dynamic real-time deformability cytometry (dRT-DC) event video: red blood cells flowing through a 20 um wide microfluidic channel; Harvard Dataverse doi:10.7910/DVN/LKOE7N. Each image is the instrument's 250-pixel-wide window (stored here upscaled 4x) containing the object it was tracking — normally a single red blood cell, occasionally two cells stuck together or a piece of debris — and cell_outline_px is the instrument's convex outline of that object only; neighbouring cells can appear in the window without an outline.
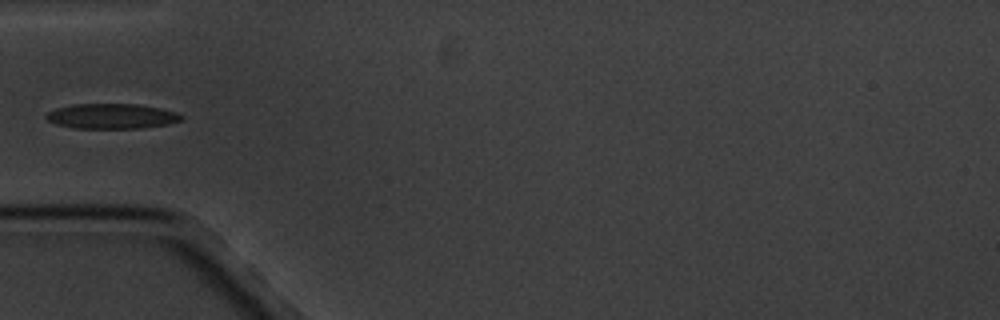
{"species": "common noctule bat (a hibernating species)", "species_latin": "Nyctalus noctula", "temperature_condition": "cold", "stored_images_in_passage": 5, "camera_frame_rate_fps": 3000, "um_per_image_px": 0.085, "animal": {"sex": "male", "body_mass_g": 20.1, "forearm_length_mm": 53.5}, "frame": {"image": 1, "passage_image": 1, "time_ms": 0.0, "image_size_px": [1000, 320], "cell_outline_px": [[184, 116], [180, 120], [168, 124], [140, 128], [72, 128], [56, 124], [48, 120], [44, 116], [48, 112], [56, 108], [72, 104], [136, 104], [160, 108], [176, 112]], "centroid_in_image_um": [9.47, 9.87], "position_along_channel_um": 75.5, "area_um2": 19.71}}
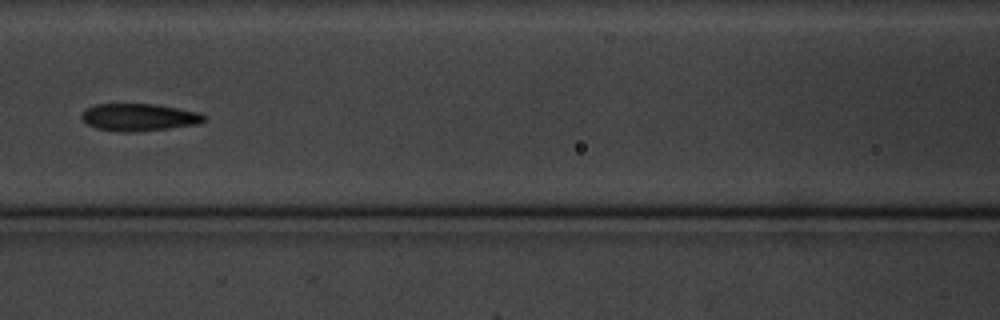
{"frame": {"image": 2, "passage_image": 3, "time_ms": 2.333, "image_size_px": [1000, 320], "cell_outline_px": [[208, 116], [200, 124], [136, 132], [120, 132], [96, 128], [88, 124], [80, 116], [80, 112], [84, 108], [96, 104], [152, 104], [200, 112]], "centroid_in_image_um": [11.8, 9.97], "position_along_channel_um": 154.8, "area_um2": 19.65}}
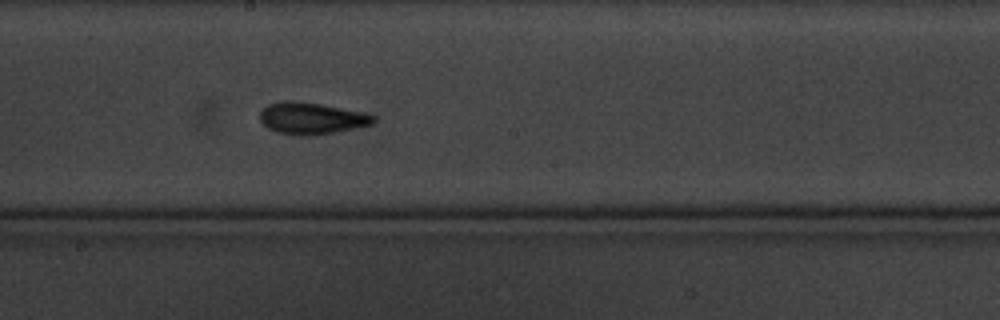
{"frame": {"image": 3, "passage_image": 5, "time_ms": 4.333, "image_size_px": [1000, 320], "cell_outline_px": [[376, 120], [372, 124], [336, 132], [312, 136], [296, 136], [276, 132], [268, 128], [260, 120], [260, 112], [268, 104], [280, 100], [292, 100], [320, 104], [364, 112], [376, 116]], "centroid_in_image_um": [26.47, 10.06], "position_along_channel_um": 221.7, "area_um2": 21.21}}